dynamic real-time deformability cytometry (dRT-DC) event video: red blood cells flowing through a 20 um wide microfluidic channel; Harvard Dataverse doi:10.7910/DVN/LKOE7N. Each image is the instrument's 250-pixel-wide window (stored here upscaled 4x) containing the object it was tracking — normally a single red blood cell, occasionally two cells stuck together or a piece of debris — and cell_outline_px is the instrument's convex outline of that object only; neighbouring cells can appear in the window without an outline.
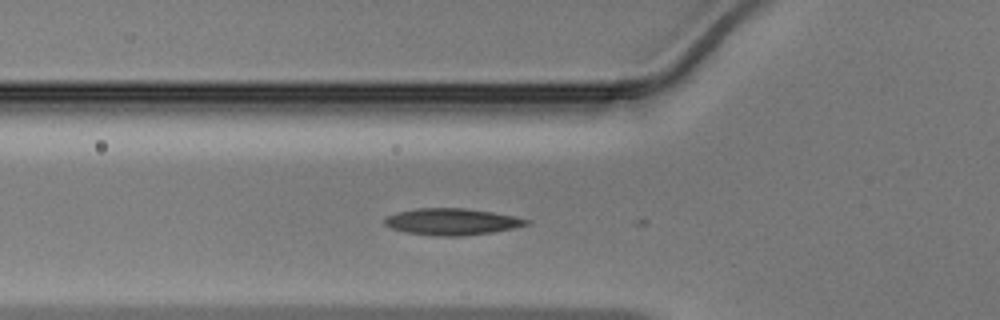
{"species": "Egyptian fruit bat (a non-hibernating species)", "species_latin": "Rousettus aegyptiacus", "temperature_condition": "warm", "stored_images_in_passage": 3, "camera_frame_rate_fps": 3000, "um_per_image_px": 0.085, "animal": {"sex": "male"}, "frame": {"image": 1, "passage_image": 2, "time_ms": 0.333, "image_size_px": [1000, 320], "cell_outline_px": [[532, 224], [492, 232], [464, 236], [432, 236], [404, 232], [388, 228], [384, 224], [384, 216], [396, 212], [416, 208], [468, 208], [516, 216], [532, 220]], "centroid_in_image_um": [38.39, 18.84], "position_along_channel_um": 87.4, "area_um2": 22.48}}